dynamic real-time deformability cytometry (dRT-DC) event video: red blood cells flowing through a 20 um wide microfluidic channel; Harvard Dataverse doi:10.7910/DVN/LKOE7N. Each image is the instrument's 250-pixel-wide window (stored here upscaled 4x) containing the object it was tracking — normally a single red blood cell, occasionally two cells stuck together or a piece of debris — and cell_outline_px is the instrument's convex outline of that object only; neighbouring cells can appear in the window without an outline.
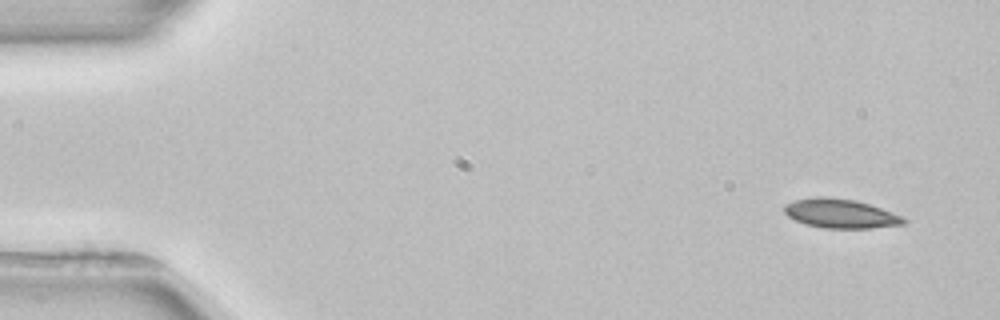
{"species": "common noctule bat (a hibernating species)", "species_latin": "Nyctalus noctula", "temperature_condition": "room temperature", "stored_images_in_passage": 8, "camera_frame_rate_fps": 3000, "um_per_image_px": 0.085, "animal": {"sex": "female", "body_mass_g": 22.7, "forearm_length_mm": 54.2}, "frame": {"image": 1, "passage_image": 1, "time_ms": 0.0, "image_size_px": [1000, 320], "cell_outline_px": [[908, 220], [904, 224], [872, 228], [824, 228], [808, 224], [796, 220], [788, 216], [784, 212], [784, 204], [796, 200], [816, 196], [828, 196], [856, 200], [904, 216]], "centroid_in_image_um": [71.47, 18.14], "position_along_channel_um": 13.5, "area_um2": 20.29}}